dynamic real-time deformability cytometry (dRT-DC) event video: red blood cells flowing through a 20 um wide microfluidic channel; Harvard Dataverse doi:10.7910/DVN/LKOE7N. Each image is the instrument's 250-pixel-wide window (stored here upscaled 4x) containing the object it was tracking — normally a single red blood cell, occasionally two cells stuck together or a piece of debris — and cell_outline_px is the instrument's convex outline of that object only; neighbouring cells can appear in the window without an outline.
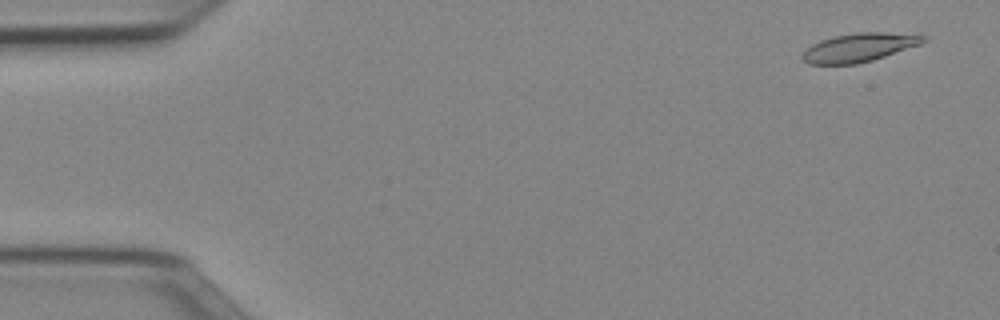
{"species": "Egyptian fruit bat (a non-hibernating species)", "species_latin": "Rousettus aegyptiacus", "temperature_condition": "cold", "stored_images_in_passage": 51, "camera_frame_rate_fps": 3000, "um_per_image_px": 0.085, "animal": {"sex": "female"}, "frame": {"image": 1, "passage_image": 3, "time_ms": 0.667, "image_size_px": [1000, 320], "cell_outline_px": [[928, 40], [920, 44], [872, 60], [856, 64], [808, 64], [800, 56], [812, 44], [820, 40], [832, 36], [856, 32], [884, 32], [928, 36]], "centroid_in_image_um": [73.01, 4.03], "position_along_channel_um": 12.0, "area_um2": 20.06}}
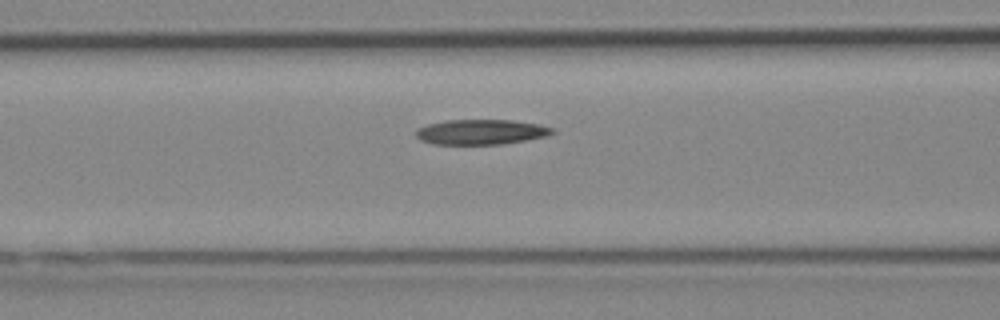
{"frame": {"image": 2, "passage_image": 21, "time_ms": 6.667, "image_size_px": [1000, 320], "cell_outline_px": [[556, 132], [548, 136], [504, 144], [432, 144], [420, 140], [416, 136], [416, 128], [428, 124], [444, 120], [512, 120], [540, 124], [552, 128]], "centroid_in_image_um": [40.89, 11.21], "position_along_channel_um": 125.7, "area_um2": 20.11}}
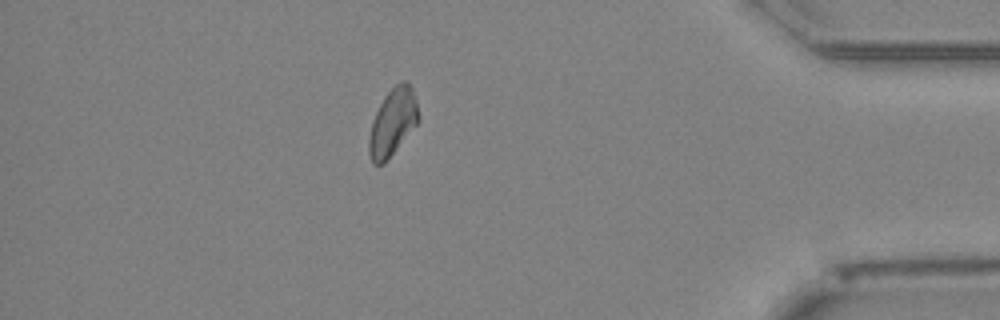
{"frame": {"image": 3, "passage_image": 45, "time_ms": 14.667, "image_size_px": [1000, 320], "cell_outline_px": [[420, 120], [384, 164], [372, 164], [368, 152], [368, 140], [372, 120], [384, 96], [396, 84], [404, 80], [408, 80], [412, 88], [416, 100], [420, 116]], "centroid_in_image_um": [33.38, 10.39], "position_along_channel_um": 401.8, "area_um2": 19.48}}